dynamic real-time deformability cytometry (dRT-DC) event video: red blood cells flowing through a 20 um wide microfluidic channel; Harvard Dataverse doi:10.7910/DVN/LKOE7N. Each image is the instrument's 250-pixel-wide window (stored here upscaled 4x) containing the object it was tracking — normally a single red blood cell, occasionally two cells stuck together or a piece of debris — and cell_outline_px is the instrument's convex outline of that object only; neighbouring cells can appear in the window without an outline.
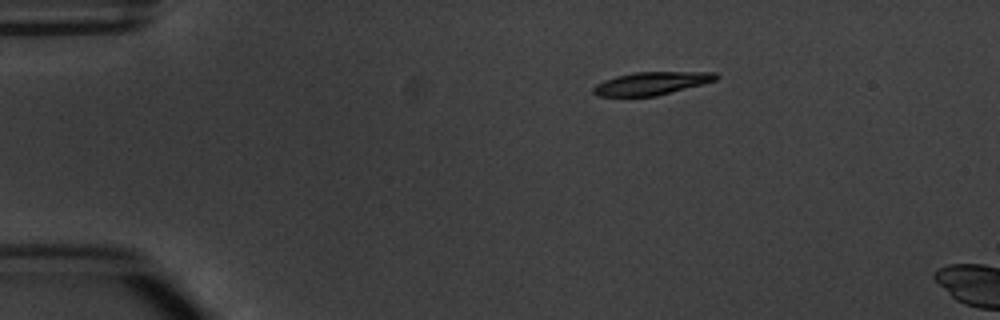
{"species": "common noctule bat (a hibernating species)", "species_latin": "Nyctalus noctula", "temperature_condition": "warm", "stored_images_in_passage": 4, "camera_frame_rate_fps": 3000, "um_per_image_px": 0.085, "animal": {"sex": "male", "body_mass_g": 20.1, "forearm_length_mm": 53.5}, "frame": {"image": 1, "passage_image": 1, "time_ms": 0.0, "image_size_px": [1000, 320], "cell_outline_px": [[720, 76], [716, 80], [656, 96], [596, 96], [592, 92], [592, 88], [596, 84], [604, 80], [616, 76], [636, 72], [716, 72]], "centroid_in_image_um": [55.35, 7.08], "position_along_channel_um": 29.7, "area_um2": 16.3}}
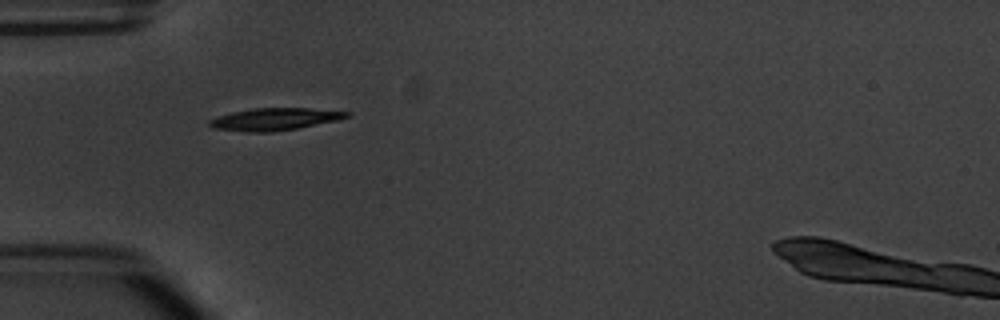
{"frame": {"image": 2, "passage_image": 3, "time_ms": 2.333, "image_size_px": [1000, 320], "cell_outline_px": [[352, 116], [340, 120], [296, 128], [272, 132], [248, 132], [212, 128], [208, 124], [208, 120], [232, 112], [252, 108], [308, 108], [352, 112]], "centroid_in_image_um": [23.39, 10.12], "position_along_channel_um": 61.6, "area_um2": 17.86}}